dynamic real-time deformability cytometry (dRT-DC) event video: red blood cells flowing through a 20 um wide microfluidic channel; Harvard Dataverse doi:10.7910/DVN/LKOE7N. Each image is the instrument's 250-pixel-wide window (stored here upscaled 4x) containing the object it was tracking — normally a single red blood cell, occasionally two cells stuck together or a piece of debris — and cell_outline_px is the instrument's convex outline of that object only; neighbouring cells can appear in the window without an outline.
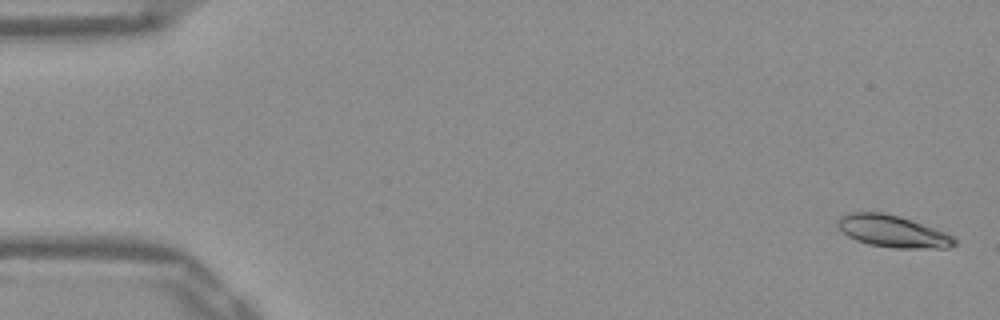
{"species": "Egyptian fruit bat (a non-hibernating species)", "species_latin": "Rousettus aegyptiacus", "temperature_condition": "warm", "stored_images_in_passage": 33, "camera_frame_rate_fps": 3000, "um_per_image_px": 0.085, "frame": {"image": 1, "passage_image": 2, "time_ms": 0.333, "image_size_px": [1000, 320], "cell_outline_px": [[956, 244], [948, 248], [892, 248], [868, 244], [856, 240], [848, 236], [836, 224], [836, 220], [840, 216], [848, 212], [880, 212], [900, 216], [944, 232], [952, 236], [956, 240]], "centroid_in_image_um": [75.84, 19.66], "position_along_channel_um": 9.2, "area_um2": 21.68}}
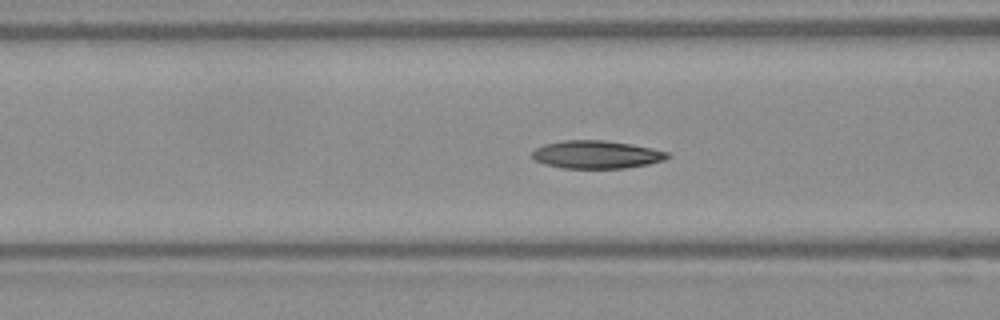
{"frame": {"image": 2, "passage_image": 21, "time_ms": 6.667, "image_size_px": [1000, 320], "cell_outline_px": [[672, 156], [664, 160], [648, 164], [624, 168], [560, 168], [544, 164], [536, 160], [532, 156], [532, 152], [536, 148], [544, 144], [564, 140], [604, 140], [632, 144], [652, 148], [668, 152]], "centroid_in_image_um": [50.71, 13.13], "position_along_channel_um": 115.9, "area_um2": 22.08}}
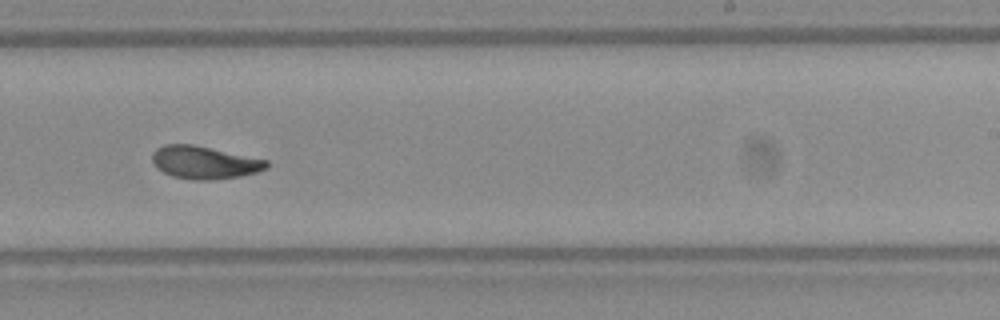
{"frame": {"image": 3, "passage_image": 33, "time_ms": 10.667, "image_size_px": [1000, 320], "cell_outline_px": [[268, 168], [256, 172], [240, 176], [212, 180], [192, 180], [172, 176], [164, 172], [152, 160], [152, 152], [156, 148], [164, 144], [192, 144], [268, 160]], "centroid_in_image_um": [17.38, 13.81], "position_along_channel_um": 271.6, "area_um2": 21.68}}